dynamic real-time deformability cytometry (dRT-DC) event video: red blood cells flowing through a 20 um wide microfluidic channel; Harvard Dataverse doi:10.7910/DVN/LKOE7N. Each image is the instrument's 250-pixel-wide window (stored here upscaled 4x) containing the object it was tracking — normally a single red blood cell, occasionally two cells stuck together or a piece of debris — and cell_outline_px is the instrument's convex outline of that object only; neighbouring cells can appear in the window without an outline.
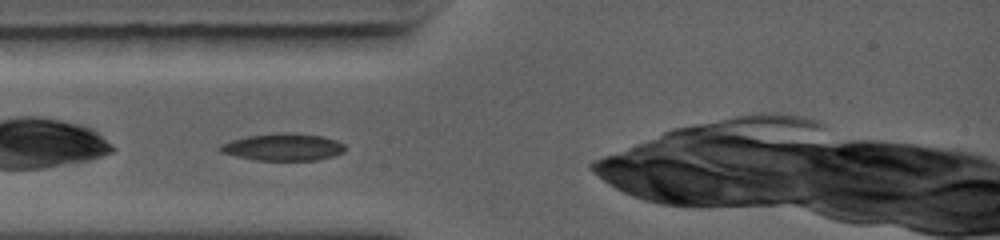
{"species": "common noctule bat (a hibernating species)", "species_latin": "Nyctalus noctula", "temperature_condition": "warm", "stored_images_in_passage": 11, "camera_frame_rate_fps": 5000, "um_per_image_px": 0.085, "animal": {"sex": "female", "body_mass_g": 19.0, "forearm_length_mm": 56.7}, "frame": {"image": 1, "passage_image": 4, "time_ms": 0.6, "image_size_px": [1000, 240], "cell_outline_px": [[344, 152], [332, 156], [316, 160], [256, 160], [236, 156], [220, 152], [216, 148], [220, 144], [232, 140], [248, 136], [280, 132], [292, 132], [324, 136], [336, 140], [344, 144]], "centroid_in_image_um": [24.05, 12.49], "position_along_channel_um": 61.0, "area_um2": 19.88}}
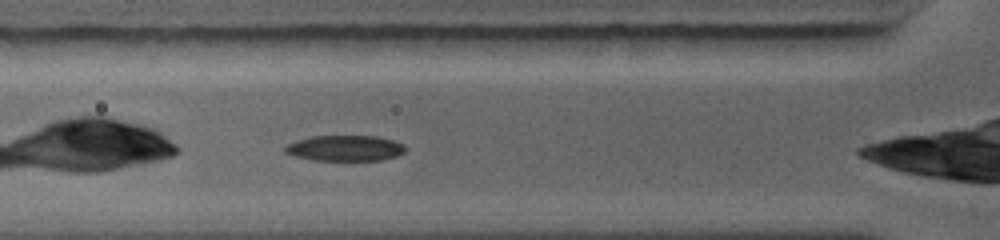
{"frame": {"image": 2, "passage_image": 8, "time_ms": 1.4, "image_size_px": [1000, 240], "cell_outline_px": [[404, 152], [396, 156], [380, 160], [312, 160], [296, 156], [284, 152], [284, 148], [288, 144], [296, 140], [312, 136], [376, 136], [392, 140], [404, 144]], "centroid_in_image_um": [29.31, 12.59], "position_along_channel_um": 96.5, "area_um2": 17.86}}